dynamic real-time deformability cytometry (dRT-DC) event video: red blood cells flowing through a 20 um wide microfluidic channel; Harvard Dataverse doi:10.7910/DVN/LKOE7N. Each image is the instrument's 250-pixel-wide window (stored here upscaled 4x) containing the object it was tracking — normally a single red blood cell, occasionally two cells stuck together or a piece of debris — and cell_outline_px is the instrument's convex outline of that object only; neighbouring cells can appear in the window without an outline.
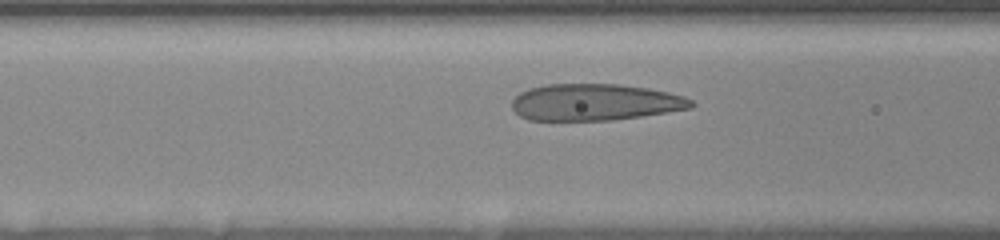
{"species": "human", "species_latin": "Homo sapiens", "temperature_condition": "room temperature", "stored_images_in_passage": 12, "camera_frame_rate_fps": 3000, "um_per_image_px": 0.085, "donor": {"sex": "female"}, "frame": {"image": 1, "passage_image": 5, "time_ms": 1.667, "image_size_px": [1000, 240], "cell_outline_px": [[696, 104], [692, 108], [640, 116], [612, 120], [528, 120], [520, 116], [512, 108], [512, 100], [520, 92], [528, 88], [548, 84], [620, 84], [648, 88], [668, 92], [684, 96], [692, 100]], "centroid_in_image_um": [50.57, 8.68], "position_along_channel_um": 116.0, "area_um2": 38.38}}
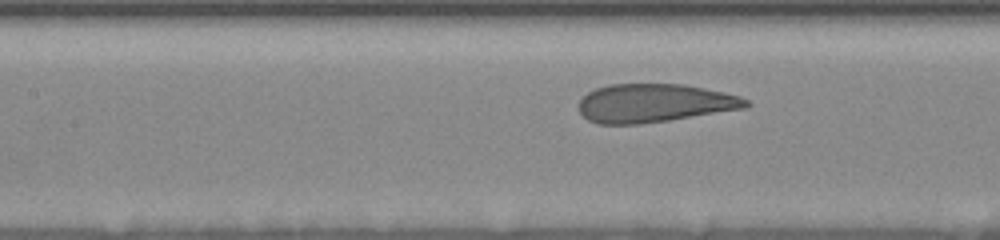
{"frame": {"image": 2, "passage_image": 9, "time_ms": 2.667, "image_size_px": [1000, 240], "cell_outline_px": [[752, 104], [744, 108], [668, 120], [640, 124], [596, 124], [588, 120], [580, 112], [580, 100], [588, 92], [596, 88], [608, 84], [684, 84], [724, 92], [740, 96], [748, 100]], "centroid_in_image_um": [55.61, 8.76], "position_along_channel_um": 151.8, "area_um2": 37.34}}